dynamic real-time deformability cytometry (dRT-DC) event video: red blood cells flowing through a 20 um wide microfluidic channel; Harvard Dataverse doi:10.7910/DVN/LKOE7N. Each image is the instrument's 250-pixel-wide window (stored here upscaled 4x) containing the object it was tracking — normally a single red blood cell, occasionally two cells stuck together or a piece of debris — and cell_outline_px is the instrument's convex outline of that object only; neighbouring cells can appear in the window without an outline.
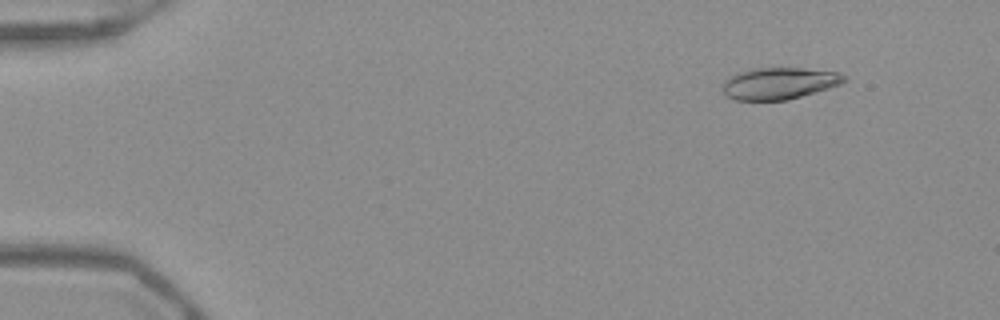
{"species": "Egyptian fruit bat (a non-hibernating species)", "species_latin": "Rousettus aegyptiacus", "temperature_condition": "warm", "stored_images_in_passage": 17, "camera_frame_rate_fps": 3000, "um_per_image_px": 0.085, "frame": {"image": 1, "passage_image": 6, "time_ms": 1.667, "image_size_px": [1000, 320], "cell_outline_px": [[848, 80], [840, 84], [828, 88], [788, 100], [736, 100], [724, 96], [720, 88], [720, 84], [728, 76], [752, 68], [804, 68], [840, 72]], "centroid_in_image_um": [66.16, 7.08], "position_along_channel_um": 18.8, "area_um2": 22.83}}